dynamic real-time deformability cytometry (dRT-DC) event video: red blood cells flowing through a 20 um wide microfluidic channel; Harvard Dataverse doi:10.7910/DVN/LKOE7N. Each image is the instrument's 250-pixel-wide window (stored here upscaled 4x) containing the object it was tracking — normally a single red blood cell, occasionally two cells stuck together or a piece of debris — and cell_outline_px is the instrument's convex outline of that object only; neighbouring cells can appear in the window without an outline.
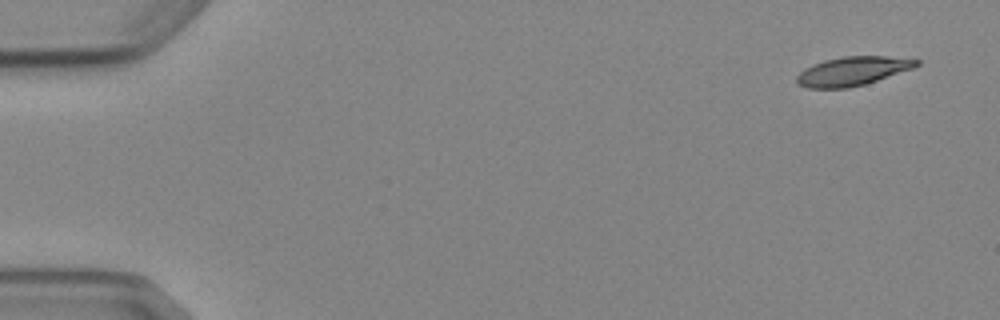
{"species": "Egyptian fruit bat (a non-hibernating species)", "species_latin": "Rousettus aegyptiacus", "temperature_condition": "cold", "stored_images_in_passage": 5, "camera_frame_rate_fps": 3000, "um_per_image_px": 0.085, "animal": {"sex": "female"}, "frame": {"image": 1, "passage_image": 1, "time_ms": 0.0, "image_size_px": [1000, 320], "cell_outline_px": [[920, 64], [912, 68], [864, 84], [848, 88], [808, 88], [800, 84], [796, 80], [796, 76], [804, 68], [812, 64], [824, 60], [844, 56], [884, 56], [920, 60]], "centroid_in_image_um": [72.42, 6.04], "position_along_channel_um": 12.6, "area_um2": 19.88}}
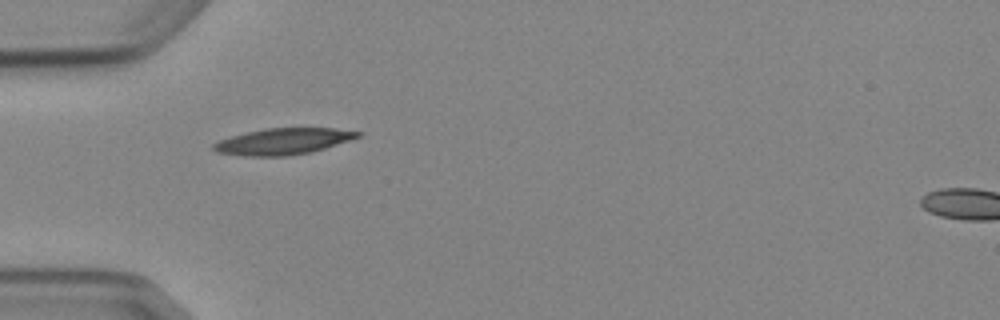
{"frame": {"image": 2, "passage_image": 5, "time_ms": 4.667, "image_size_px": [1000, 320], "cell_outline_px": [[364, 132], [360, 136], [324, 148], [308, 152], [284, 156], [244, 156], [216, 152], [212, 148], [212, 144], [220, 140], [232, 136], [264, 128], [336, 128]], "centroid_in_image_um": [24.05, 12.01], "position_along_channel_um": 61.0, "area_um2": 21.85}}